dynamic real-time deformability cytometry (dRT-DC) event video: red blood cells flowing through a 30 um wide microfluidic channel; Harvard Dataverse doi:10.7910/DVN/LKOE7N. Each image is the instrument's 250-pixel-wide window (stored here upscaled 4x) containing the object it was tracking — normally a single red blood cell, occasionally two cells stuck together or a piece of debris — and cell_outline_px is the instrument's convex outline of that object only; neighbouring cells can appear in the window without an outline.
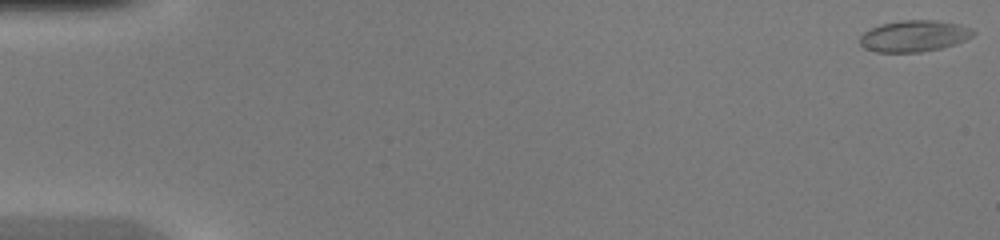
{"species": "common noctule bat (a hibernating species)", "species_latin": "Nyctalus noctula", "temperature_condition": "warm", "stored_images_in_passage": 12, "camera_frame_rate_fps": 3000, "um_per_image_px": 0.085, "animal": {"sex": "female", "body_mass_g": 20.0, "forearm_length_mm": 54.0}, "frame": {"image": 1, "passage_image": 1, "time_ms": 0.0, "image_size_px": [1000, 240], "cell_outline_px": [[976, 32], [972, 36], [956, 44], [940, 48], [920, 52], [876, 52], [864, 48], [860, 44], [860, 36], [864, 32], [880, 24], [904, 20], [936, 20], [960, 24], [972, 28]], "centroid_in_image_um": [77.71, 3.06], "position_along_channel_um": 7.3, "area_um2": 20.75}}